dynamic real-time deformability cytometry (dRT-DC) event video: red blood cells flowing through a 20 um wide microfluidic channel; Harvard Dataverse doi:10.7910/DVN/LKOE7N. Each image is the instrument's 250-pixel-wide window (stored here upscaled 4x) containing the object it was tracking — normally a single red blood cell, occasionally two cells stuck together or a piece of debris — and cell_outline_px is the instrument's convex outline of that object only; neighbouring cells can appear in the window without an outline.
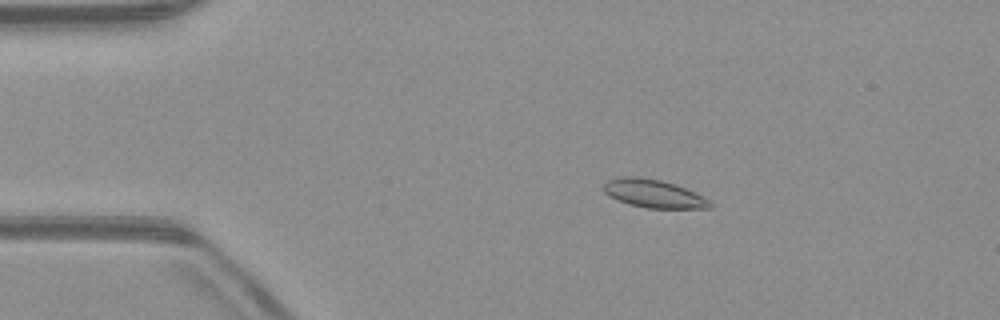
{"species": "common noctule bat (a hibernating species)", "species_latin": "Nyctalus noctula", "temperature_condition": "warm", "stored_images_in_passage": 52, "camera_frame_rate_fps": 3000, "um_per_image_px": 0.085, "animal": {"sex": "male", "body_mass_g": 23.1, "forearm_length_mm": 52.7}, "frame": {"image": 1, "passage_image": 10, "time_ms": 3.0, "image_size_px": [1000, 320], "cell_outline_px": [[712, 208], [648, 208], [628, 204], [604, 192], [604, 184], [608, 180], [620, 176], [632, 176], [660, 180], [684, 188], [708, 200], [712, 204]], "centroid_in_image_um": [55.53, 16.46], "position_along_channel_um": 29.5, "area_um2": 16.94}}
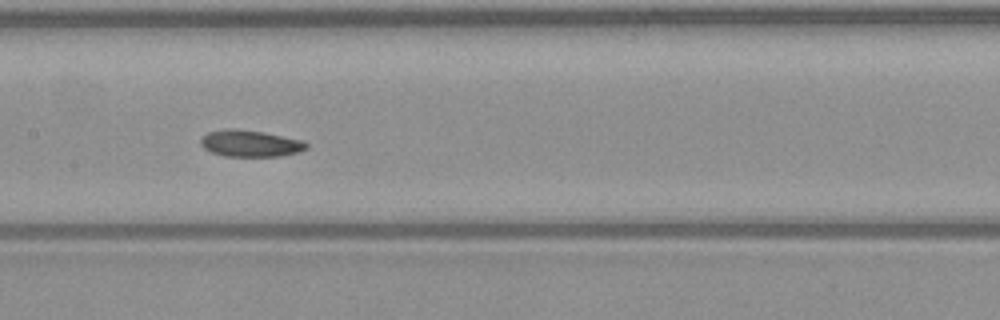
{"frame": {"image": 2, "passage_image": 26, "time_ms": 8.333, "image_size_px": [1000, 320], "cell_outline_px": [[308, 148], [300, 152], [280, 156], [224, 156], [212, 152], [204, 148], [200, 144], [200, 140], [208, 132], [228, 128], [236, 128], [264, 132], [300, 140], [308, 144]], "centroid_in_image_um": [21.27, 12.19], "position_along_channel_um": 186.1, "area_um2": 16.36}}
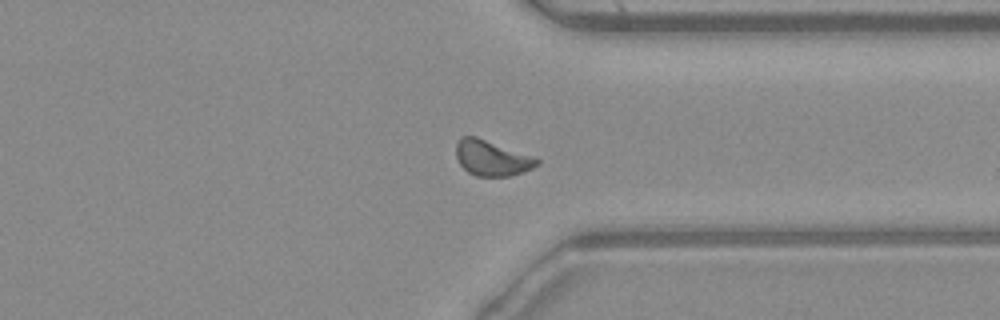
{"frame": {"image": 3, "passage_image": 40, "time_ms": 13.0, "image_size_px": [1000, 320], "cell_outline_px": [[540, 164], [532, 168], [508, 176], [476, 176], [468, 172], [460, 164], [456, 156], [456, 144], [460, 136], [476, 136], [536, 156], [540, 160]], "centroid_in_image_um": [41.82, 13.41], "position_along_channel_um": 369.6, "area_um2": 16.88}, "authors_computed_cell_mechanics": {"area_um2": 16.7042, "velocity_mm_per_s": 3.9702, "shape_relaxation_time_tau1_ms": 5.4766, "shape_relaxation_time_tau2_ms": null, "deformation_change_tau1": 0.0873, "deformation_change_tau2": null}}